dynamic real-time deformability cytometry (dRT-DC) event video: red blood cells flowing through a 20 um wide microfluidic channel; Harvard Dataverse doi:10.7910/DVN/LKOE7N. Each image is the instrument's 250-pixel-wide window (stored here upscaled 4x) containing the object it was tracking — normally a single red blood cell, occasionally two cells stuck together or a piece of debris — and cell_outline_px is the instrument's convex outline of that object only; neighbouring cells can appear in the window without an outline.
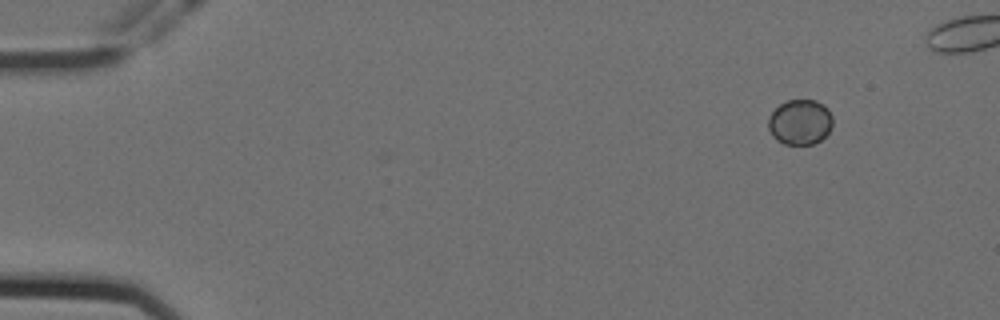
{"species": "Egyptian fruit bat (a non-hibernating species)", "species_latin": "Rousettus aegyptiacus", "temperature_condition": "cold", "stored_images_in_passage": 3, "camera_frame_rate_fps": 3000, "um_per_image_px": 0.085, "animal": {"sex": "female"}, "frame": {"image": 1, "passage_image": 3, "time_ms": 0.667, "image_size_px": [1000, 320], "cell_outline_px": [[832, 124], [828, 132], [820, 140], [812, 144], [784, 144], [776, 140], [772, 136], [768, 128], [768, 116], [780, 104], [788, 100], [816, 100], [824, 104], [828, 108], [832, 116]], "centroid_in_image_um": [67.99, 10.37], "position_along_channel_um": 17.0, "area_um2": 17.05}}